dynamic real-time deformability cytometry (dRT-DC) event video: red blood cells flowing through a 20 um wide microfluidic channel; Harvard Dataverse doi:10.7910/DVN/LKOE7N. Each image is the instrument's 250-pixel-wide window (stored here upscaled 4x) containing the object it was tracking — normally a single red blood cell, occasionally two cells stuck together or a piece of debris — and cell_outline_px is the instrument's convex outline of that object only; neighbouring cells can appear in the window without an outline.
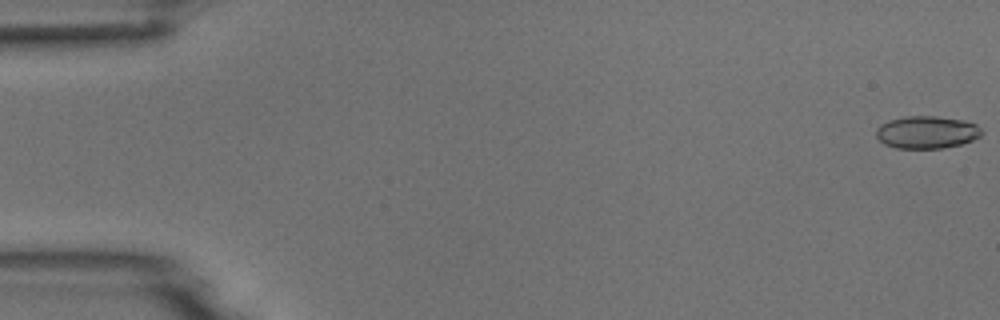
{"species": "common noctule bat (a hibernating species)", "species_latin": "Nyctalus noctula", "temperature_condition": "room temperature", "stored_images_in_passage": 54, "camera_frame_rate_fps": 3000, "um_per_image_px": 0.085, "animal": {"sex": "male", "body_mass_g": 18.8}, "frame": {"image": 1, "passage_image": 1, "time_ms": 0.0, "image_size_px": [1000, 320], "cell_outline_px": [[984, 132], [980, 136], [972, 140], [960, 144], [944, 148], [896, 148], [884, 144], [876, 136], [876, 128], [880, 124], [888, 120], [904, 116], [936, 116], [964, 120], [976, 124]], "centroid_in_image_um": [78.76, 11.23], "position_along_channel_um": 6.2, "area_um2": 20.11}}
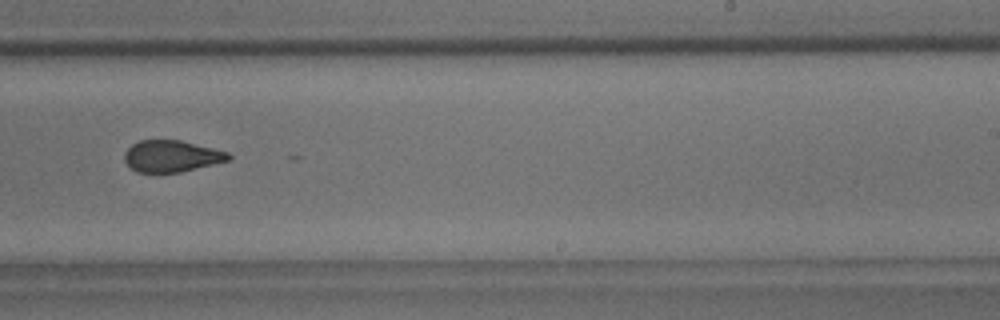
{"frame": {"image": 2, "passage_image": 34, "time_ms": 11.0, "image_size_px": [1000, 320], "cell_outline_px": [[232, 156], [228, 160], [180, 172], [136, 172], [128, 168], [124, 160], [124, 152], [132, 144], [140, 140], [180, 140], [228, 152]], "centroid_in_image_um": [14.52, 13.27], "position_along_channel_um": 274.5, "area_um2": 19.07}}
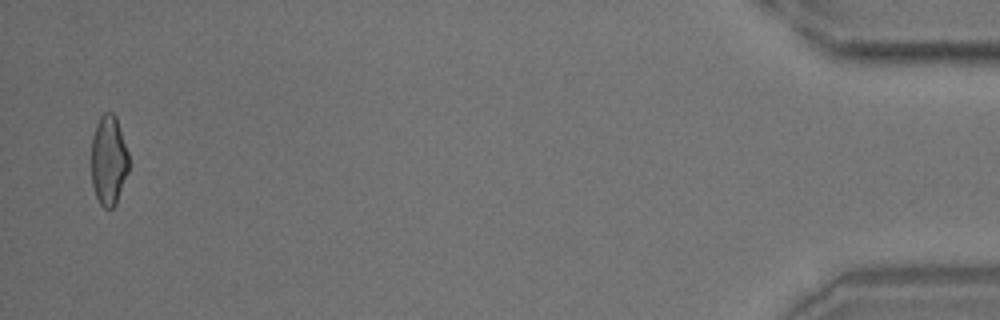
{"frame": {"image": 3, "passage_image": 53, "time_ms": 17.333, "image_size_px": [1000, 320], "cell_outline_px": [[128, 172], [116, 204], [112, 208], [104, 208], [100, 204], [96, 196], [92, 184], [92, 136], [96, 124], [100, 116], [104, 112], [112, 112], [116, 116], [128, 152]], "centroid_in_image_um": [9.23, 13.62], "position_along_channel_um": 426.0, "area_um2": 19.59}}